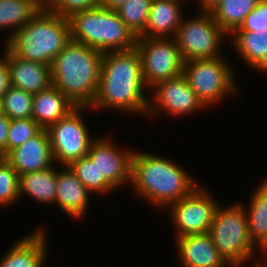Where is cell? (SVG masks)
<instances>
[{"instance_id":"6","label":"cell","mask_w":267,"mask_h":267,"mask_svg":"<svg viewBox=\"0 0 267 267\" xmlns=\"http://www.w3.org/2000/svg\"><path fill=\"white\" fill-rule=\"evenodd\" d=\"M208 234L231 267H241L254 258L257 246L249 235L247 216L242 203L217 206Z\"/></svg>"},{"instance_id":"18","label":"cell","mask_w":267,"mask_h":267,"mask_svg":"<svg viewBox=\"0 0 267 267\" xmlns=\"http://www.w3.org/2000/svg\"><path fill=\"white\" fill-rule=\"evenodd\" d=\"M42 230L21 238L0 260V267H44L47 255V237Z\"/></svg>"},{"instance_id":"1","label":"cell","mask_w":267,"mask_h":267,"mask_svg":"<svg viewBox=\"0 0 267 267\" xmlns=\"http://www.w3.org/2000/svg\"><path fill=\"white\" fill-rule=\"evenodd\" d=\"M145 89L149 88L143 79L142 61L136 48L103 53L98 92L91 109H116L146 116L149 100Z\"/></svg>"},{"instance_id":"12","label":"cell","mask_w":267,"mask_h":267,"mask_svg":"<svg viewBox=\"0 0 267 267\" xmlns=\"http://www.w3.org/2000/svg\"><path fill=\"white\" fill-rule=\"evenodd\" d=\"M152 101L148 102L146 115L168 113L170 116H184L207 108L188 85L185 77L180 76L161 81L152 87ZM154 103V104H153Z\"/></svg>"},{"instance_id":"9","label":"cell","mask_w":267,"mask_h":267,"mask_svg":"<svg viewBox=\"0 0 267 267\" xmlns=\"http://www.w3.org/2000/svg\"><path fill=\"white\" fill-rule=\"evenodd\" d=\"M87 110L91 108L76 107L66 117L46 128L54 161L62 167L87 156L89 152L94 139L89 135V129L81 117Z\"/></svg>"},{"instance_id":"28","label":"cell","mask_w":267,"mask_h":267,"mask_svg":"<svg viewBox=\"0 0 267 267\" xmlns=\"http://www.w3.org/2000/svg\"><path fill=\"white\" fill-rule=\"evenodd\" d=\"M33 94L10 86L2 97L3 113L10 119L32 118Z\"/></svg>"},{"instance_id":"34","label":"cell","mask_w":267,"mask_h":267,"mask_svg":"<svg viewBox=\"0 0 267 267\" xmlns=\"http://www.w3.org/2000/svg\"><path fill=\"white\" fill-rule=\"evenodd\" d=\"M10 121L4 113L0 115V156L2 158L7 155V138Z\"/></svg>"},{"instance_id":"7","label":"cell","mask_w":267,"mask_h":267,"mask_svg":"<svg viewBox=\"0 0 267 267\" xmlns=\"http://www.w3.org/2000/svg\"><path fill=\"white\" fill-rule=\"evenodd\" d=\"M223 58L184 61L182 75L206 107L216 105L224 96L230 97L239 90L234 70Z\"/></svg>"},{"instance_id":"26","label":"cell","mask_w":267,"mask_h":267,"mask_svg":"<svg viewBox=\"0 0 267 267\" xmlns=\"http://www.w3.org/2000/svg\"><path fill=\"white\" fill-rule=\"evenodd\" d=\"M68 167L92 195L93 193L106 195L108 192L110 194L115 189L104 176H101L97 165L88 155L71 162Z\"/></svg>"},{"instance_id":"16","label":"cell","mask_w":267,"mask_h":267,"mask_svg":"<svg viewBox=\"0 0 267 267\" xmlns=\"http://www.w3.org/2000/svg\"><path fill=\"white\" fill-rule=\"evenodd\" d=\"M63 167L57 173L55 205L58 204L66 215L78 219L87 213L91 192L68 166Z\"/></svg>"},{"instance_id":"5","label":"cell","mask_w":267,"mask_h":267,"mask_svg":"<svg viewBox=\"0 0 267 267\" xmlns=\"http://www.w3.org/2000/svg\"><path fill=\"white\" fill-rule=\"evenodd\" d=\"M71 40L99 52L129 51L136 48L137 37L115 10L99 5L67 18Z\"/></svg>"},{"instance_id":"13","label":"cell","mask_w":267,"mask_h":267,"mask_svg":"<svg viewBox=\"0 0 267 267\" xmlns=\"http://www.w3.org/2000/svg\"><path fill=\"white\" fill-rule=\"evenodd\" d=\"M110 138H94L88 156L97 165L101 176L115 188L131 182L132 158L134 151L118 149Z\"/></svg>"},{"instance_id":"22","label":"cell","mask_w":267,"mask_h":267,"mask_svg":"<svg viewBox=\"0 0 267 267\" xmlns=\"http://www.w3.org/2000/svg\"><path fill=\"white\" fill-rule=\"evenodd\" d=\"M57 173L54 166L19 176V198L27 195L43 204H55Z\"/></svg>"},{"instance_id":"17","label":"cell","mask_w":267,"mask_h":267,"mask_svg":"<svg viewBox=\"0 0 267 267\" xmlns=\"http://www.w3.org/2000/svg\"><path fill=\"white\" fill-rule=\"evenodd\" d=\"M8 67L11 86L31 94L39 93L52 85L51 68L13 55L8 50Z\"/></svg>"},{"instance_id":"29","label":"cell","mask_w":267,"mask_h":267,"mask_svg":"<svg viewBox=\"0 0 267 267\" xmlns=\"http://www.w3.org/2000/svg\"><path fill=\"white\" fill-rule=\"evenodd\" d=\"M19 200V175L4 159H0V205L10 206Z\"/></svg>"},{"instance_id":"25","label":"cell","mask_w":267,"mask_h":267,"mask_svg":"<svg viewBox=\"0 0 267 267\" xmlns=\"http://www.w3.org/2000/svg\"><path fill=\"white\" fill-rule=\"evenodd\" d=\"M260 0H220L210 11L215 22L229 36L239 28L246 15L252 11Z\"/></svg>"},{"instance_id":"23","label":"cell","mask_w":267,"mask_h":267,"mask_svg":"<svg viewBox=\"0 0 267 267\" xmlns=\"http://www.w3.org/2000/svg\"><path fill=\"white\" fill-rule=\"evenodd\" d=\"M244 209L250 238L259 251H264L267 248V178L254 190L248 211Z\"/></svg>"},{"instance_id":"33","label":"cell","mask_w":267,"mask_h":267,"mask_svg":"<svg viewBox=\"0 0 267 267\" xmlns=\"http://www.w3.org/2000/svg\"><path fill=\"white\" fill-rule=\"evenodd\" d=\"M4 54L0 58V98L3 97L4 93L11 86L10 73L8 67V49L5 47Z\"/></svg>"},{"instance_id":"38","label":"cell","mask_w":267,"mask_h":267,"mask_svg":"<svg viewBox=\"0 0 267 267\" xmlns=\"http://www.w3.org/2000/svg\"><path fill=\"white\" fill-rule=\"evenodd\" d=\"M3 114L2 98H0V115Z\"/></svg>"},{"instance_id":"8","label":"cell","mask_w":267,"mask_h":267,"mask_svg":"<svg viewBox=\"0 0 267 267\" xmlns=\"http://www.w3.org/2000/svg\"><path fill=\"white\" fill-rule=\"evenodd\" d=\"M183 18L173 37L184 61L221 57V45L227 34L210 12Z\"/></svg>"},{"instance_id":"37","label":"cell","mask_w":267,"mask_h":267,"mask_svg":"<svg viewBox=\"0 0 267 267\" xmlns=\"http://www.w3.org/2000/svg\"><path fill=\"white\" fill-rule=\"evenodd\" d=\"M263 253L265 254V255H267V248L263 251ZM266 261H265V260ZM263 260H262V262L264 261V264L261 262V264H260V266L261 267H267V259L266 258H264Z\"/></svg>"},{"instance_id":"27","label":"cell","mask_w":267,"mask_h":267,"mask_svg":"<svg viewBox=\"0 0 267 267\" xmlns=\"http://www.w3.org/2000/svg\"><path fill=\"white\" fill-rule=\"evenodd\" d=\"M152 0H127L116 11L127 27L139 37L146 29Z\"/></svg>"},{"instance_id":"36","label":"cell","mask_w":267,"mask_h":267,"mask_svg":"<svg viewBox=\"0 0 267 267\" xmlns=\"http://www.w3.org/2000/svg\"><path fill=\"white\" fill-rule=\"evenodd\" d=\"M220 0H197L200 11L210 12Z\"/></svg>"},{"instance_id":"32","label":"cell","mask_w":267,"mask_h":267,"mask_svg":"<svg viewBox=\"0 0 267 267\" xmlns=\"http://www.w3.org/2000/svg\"><path fill=\"white\" fill-rule=\"evenodd\" d=\"M267 30V0H260L250 11L243 24L235 31H265Z\"/></svg>"},{"instance_id":"19","label":"cell","mask_w":267,"mask_h":267,"mask_svg":"<svg viewBox=\"0 0 267 267\" xmlns=\"http://www.w3.org/2000/svg\"><path fill=\"white\" fill-rule=\"evenodd\" d=\"M182 0H152L144 38H173L181 21Z\"/></svg>"},{"instance_id":"20","label":"cell","mask_w":267,"mask_h":267,"mask_svg":"<svg viewBox=\"0 0 267 267\" xmlns=\"http://www.w3.org/2000/svg\"><path fill=\"white\" fill-rule=\"evenodd\" d=\"M32 119L42 128L66 117L76 106L54 85L33 94Z\"/></svg>"},{"instance_id":"31","label":"cell","mask_w":267,"mask_h":267,"mask_svg":"<svg viewBox=\"0 0 267 267\" xmlns=\"http://www.w3.org/2000/svg\"><path fill=\"white\" fill-rule=\"evenodd\" d=\"M100 5V0H46L43 6L64 18L72 14L92 9Z\"/></svg>"},{"instance_id":"3","label":"cell","mask_w":267,"mask_h":267,"mask_svg":"<svg viewBox=\"0 0 267 267\" xmlns=\"http://www.w3.org/2000/svg\"><path fill=\"white\" fill-rule=\"evenodd\" d=\"M103 53L71 40L51 63L52 85L76 107H90L95 101Z\"/></svg>"},{"instance_id":"4","label":"cell","mask_w":267,"mask_h":267,"mask_svg":"<svg viewBox=\"0 0 267 267\" xmlns=\"http://www.w3.org/2000/svg\"><path fill=\"white\" fill-rule=\"evenodd\" d=\"M70 41L68 19L42 6L25 26L5 41L4 47L22 59L51 66Z\"/></svg>"},{"instance_id":"2","label":"cell","mask_w":267,"mask_h":267,"mask_svg":"<svg viewBox=\"0 0 267 267\" xmlns=\"http://www.w3.org/2000/svg\"><path fill=\"white\" fill-rule=\"evenodd\" d=\"M131 185L135 194L157 207H166L187 196L196 180L169 158L134 151Z\"/></svg>"},{"instance_id":"30","label":"cell","mask_w":267,"mask_h":267,"mask_svg":"<svg viewBox=\"0 0 267 267\" xmlns=\"http://www.w3.org/2000/svg\"><path fill=\"white\" fill-rule=\"evenodd\" d=\"M41 130L42 128L32 118L11 120L7 138V154L36 136Z\"/></svg>"},{"instance_id":"10","label":"cell","mask_w":267,"mask_h":267,"mask_svg":"<svg viewBox=\"0 0 267 267\" xmlns=\"http://www.w3.org/2000/svg\"><path fill=\"white\" fill-rule=\"evenodd\" d=\"M136 49L142 61L143 79L149 89L182 74L184 60L174 38L137 37Z\"/></svg>"},{"instance_id":"24","label":"cell","mask_w":267,"mask_h":267,"mask_svg":"<svg viewBox=\"0 0 267 267\" xmlns=\"http://www.w3.org/2000/svg\"><path fill=\"white\" fill-rule=\"evenodd\" d=\"M40 0H0V28H12L6 41L42 8Z\"/></svg>"},{"instance_id":"35","label":"cell","mask_w":267,"mask_h":267,"mask_svg":"<svg viewBox=\"0 0 267 267\" xmlns=\"http://www.w3.org/2000/svg\"><path fill=\"white\" fill-rule=\"evenodd\" d=\"M127 0H100V5L106 9L117 10Z\"/></svg>"},{"instance_id":"15","label":"cell","mask_w":267,"mask_h":267,"mask_svg":"<svg viewBox=\"0 0 267 267\" xmlns=\"http://www.w3.org/2000/svg\"><path fill=\"white\" fill-rule=\"evenodd\" d=\"M175 240L182 267H231L208 233L182 236Z\"/></svg>"},{"instance_id":"14","label":"cell","mask_w":267,"mask_h":267,"mask_svg":"<svg viewBox=\"0 0 267 267\" xmlns=\"http://www.w3.org/2000/svg\"><path fill=\"white\" fill-rule=\"evenodd\" d=\"M4 159L19 176L53 166L52 163L55 161L46 129H42L23 145L11 150Z\"/></svg>"},{"instance_id":"21","label":"cell","mask_w":267,"mask_h":267,"mask_svg":"<svg viewBox=\"0 0 267 267\" xmlns=\"http://www.w3.org/2000/svg\"><path fill=\"white\" fill-rule=\"evenodd\" d=\"M231 41L245 64L260 72H267V30L234 31ZM233 38V39H232Z\"/></svg>"},{"instance_id":"11","label":"cell","mask_w":267,"mask_h":267,"mask_svg":"<svg viewBox=\"0 0 267 267\" xmlns=\"http://www.w3.org/2000/svg\"><path fill=\"white\" fill-rule=\"evenodd\" d=\"M218 203L206 189L196 186L187 196L169 205L177 231L175 238L208 233Z\"/></svg>"},{"instance_id":"39","label":"cell","mask_w":267,"mask_h":267,"mask_svg":"<svg viewBox=\"0 0 267 267\" xmlns=\"http://www.w3.org/2000/svg\"><path fill=\"white\" fill-rule=\"evenodd\" d=\"M260 264H261V262H256V263L253 264V265H256L255 267H261Z\"/></svg>"}]
</instances>
